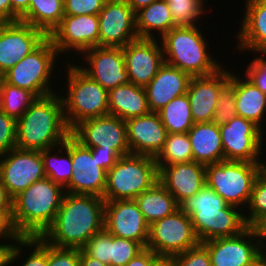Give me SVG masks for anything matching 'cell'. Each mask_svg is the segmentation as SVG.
<instances>
[{
	"instance_id": "4dcf8cb0",
	"label": "cell",
	"mask_w": 266,
	"mask_h": 266,
	"mask_svg": "<svg viewBox=\"0 0 266 266\" xmlns=\"http://www.w3.org/2000/svg\"><path fill=\"white\" fill-rule=\"evenodd\" d=\"M135 201L149 225L180 208L173 195L159 181L138 195Z\"/></svg>"
},
{
	"instance_id": "7dc6e473",
	"label": "cell",
	"mask_w": 266,
	"mask_h": 266,
	"mask_svg": "<svg viewBox=\"0 0 266 266\" xmlns=\"http://www.w3.org/2000/svg\"><path fill=\"white\" fill-rule=\"evenodd\" d=\"M48 266H80V249L57 248L48 244Z\"/></svg>"
},
{
	"instance_id": "6125c7cd",
	"label": "cell",
	"mask_w": 266,
	"mask_h": 266,
	"mask_svg": "<svg viewBox=\"0 0 266 266\" xmlns=\"http://www.w3.org/2000/svg\"><path fill=\"white\" fill-rule=\"evenodd\" d=\"M4 82H5V73L0 71V99H1V94H2Z\"/></svg>"
},
{
	"instance_id": "7a4b0ae2",
	"label": "cell",
	"mask_w": 266,
	"mask_h": 266,
	"mask_svg": "<svg viewBox=\"0 0 266 266\" xmlns=\"http://www.w3.org/2000/svg\"><path fill=\"white\" fill-rule=\"evenodd\" d=\"M71 135L59 93L37 98L17 120L16 148L44 150L61 145Z\"/></svg>"
},
{
	"instance_id": "e7e4bbea",
	"label": "cell",
	"mask_w": 266,
	"mask_h": 266,
	"mask_svg": "<svg viewBox=\"0 0 266 266\" xmlns=\"http://www.w3.org/2000/svg\"><path fill=\"white\" fill-rule=\"evenodd\" d=\"M165 1H186V0H165Z\"/></svg>"
},
{
	"instance_id": "7402d4cb",
	"label": "cell",
	"mask_w": 266,
	"mask_h": 266,
	"mask_svg": "<svg viewBox=\"0 0 266 266\" xmlns=\"http://www.w3.org/2000/svg\"><path fill=\"white\" fill-rule=\"evenodd\" d=\"M226 69L224 65L214 74L191 78L187 96L194 123L212 122L220 91L230 80Z\"/></svg>"
},
{
	"instance_id": "9c48e42d",
	"label": "cell",
	"mask_w": 266,
	"mask_h": 266,
	"mask_svg": "<svg viewBox=\"0 0 266 266\" xmlns=\"http://www.w3.org/2000/svg\"><path fill=\"white\" fill-rule=\"evenodd\" d=\"M60 58L64 57L59 56L56 47L47 38L37 49L5 72V82L29 90L38 98L57 93L52 88L56 81H51L52 77H56L52 73L56 71Z\"/></svg>"
},
{
	"instance_id": "94428289",
	"label": "cell",
	"mask_w": 266,
	"mask_h": 266,
	"mask_svg": "<svg viewBox=\"0 0 266 266\" xmlns=\"http://www.w3.org/2000/svg\"><path fill=\"white\" fill-rule=\"evenodd\" d=\"M246 266H266V259L261 253L255 260Z\"/></svg>"
},
{
	"instance_id": "816d5d0a",
	"label": "cell",
	"mask_w": 266,
	"mask_h": 266,
	"mask_svg": "<svg viewBox=\"0 0 266 266\" xmlns=\"http://www.w3.org/2000/svg\"><path fill=\"white\" fill-rule=\"evenodd\" d=\"M158 258L159 256L146 247L133 257L125 266H153Z\"/></svg>"
},
{
	"instance_id": "d6986e66",
	"label": "cell",
	"mask_w": 266,
	"mask_h": 266,
	"mask_svg": "<svg viewBox=\"0 0 266 266\" xmlns=\"http://www.w3.org/2000/svg\"><path fill=\"white\" fill-rule=\"evenodd\" d=\"M72 176L64 188L71 194L96 195L103 197L107 172L99 166L91 148L83 146L71 135Z\"/></svg>"
},
{
	"instance_id": "be15d7a7",
	"label": "cell",
	"mask_w": 266,
	"mask_h": 266,
	"mask_svg": "<svg viewBox=\"0 0 266 266\" xmlns=\"http://www.w3.org/2000/svg\"><path fill=\"white\" fill-rule=\"evenodd\" d=\"M263 171L266 173V161L263 163Z\"/></svg>"
},
{
	"instance_id": "4316f807",
	"label": "cell",
	"mask_w": 266,
	"mask_h": 266,
	"mask_svg": "<svg viewBox=\"0 0 266 266\" xmlns=\"http://www.w3.org/2000/svg\"><path fill=\"white\" fill-rule=\"evenodd\" d=\"M187 134L193 161L203 165L224 161L219 125L213 122L195 123Z\"/></svg>"
},
{
	"instance_id": "f546056e",
	"label": "cell",
	"mask_w": 266,
	"mask_h": 266,
	"mask_svg": "<svg viewBox=\"0 0 266 266\" xmlns=\"http://www.w3.org/2000/svg\"><path fill=\"white\" fill-rule=\"evenodd\" d=\"M135 18L136 31L141 39L160 40L170 29L174 28L169 5L165 0H157L140 9L135 13Z\"/></svg>"
},
{
	"instance_id": "484cf974",
	"label": "cell",
	"mask_w": 266,
	"mask_h": 266,
	"mask_svg": "<svg viewBox=\"0 0 266 266\" xmlns=\"http://www.w3.org/2000/svg\"><path fill=\"white\" fill-rule=\"evenodd\" d=\"M235 34L239 52L266 51V0H245L244 15Z\"/></svg>"
},
{
	"instance_id": "91938a15",
	"label": "cell",
	"mask_w": 266,
	"mask_h": 266,
	"mask_svg": "<svg viewBox=\"0 0 266 266\" xmlns=\"http://www.w3.org/2000/svg\"><path fill=\"white\" fill-rule=\"evenodd\" d=\"M153 266H176L172 257H159Z\"/></svg>"
},
{
	"instance_id": "db71d44e",
	"label": "cell",
	"mask_w": 266,
	"mask_h": 266,
	"mask_svg": "<svg viewBox=\"0 0 266 266\" xmlns=\"http://www.w3.org/2000/svg\"><path fill=\"white\" fill-rule=\"evenodd\" d=\"M253 229L257 235L261 252L266 251V217L261 219Z\"/></svg>"
},
{
	"instance_id": "277c9868",
	"label": "cell",
	"mask_w": 266,
	"mask_h": 266,
	"mask_svg": "<svg viewBox=\"0 0 266 266\" xmlns=\"http://www.w3.org/2000/svg\"><path fill=\"white\" fill-rule=\"evenodd\" d=\"M65 189L49 178L31 184L12 199V220L21 237H41L53 224Z\"/></svg>"
},
{
	"instance_id": "7c38bea8",
	"label": "cell",
	"mask_w": 266,
	"mask_h": 266,
	"mask_svg": "<svg viewBox=\"0 0 266 266\" xmlns=\"http://www.w3.org/2000/svg\"><path fill=\"white\" fill-rule=\"evenodd\" d=\"M71 135L87 148L114 150L120 157L130 154L126 122L117 116L108 114L81 121Z\"/></svg>"
},
{
	"instance_id": "d4e9b609",
	"label": "cell",
	"mask_w": 266,
	"mask_h": 266,
	"mask_svg": "<svg viewBox=\"0 0 266 266\" xmlns=\"http://www.w3.org/2000/svg\"><path fill=\"white\" fill-rule=\"evenodd\" d=\"M191 76L164 62L156 76L145 87L151 112H158L175 97L187 93Z\"/></svg>"
},
{
	"instance_id": "5b68a950",
	"label": "cell",
	"mask_w": 266,
	"mask_h": 266,
	"mask_svg": "<svg viewBox=\"0 0 266 266\" xmlns=\"http://www.w3.org/2000/svg\"><path fill=\"white\" fill-rule=\"evenodd\" d=\"M201 23L199 27H174L160 39L165 63L191 77L208 76L223 67V63L210 54L209 41L201 32Z\"/></svg>"
},
{
	"instance_id": "44dd1931",
	"label": "cell",
	"mask_w": 266,
	"mask_h": 266,
	"mask_svg": "<svg viewBox=\"0 0 266 266\" xmlns=\"http://www.w3.org/2000/svg\"><path fill=\"white\" fill-rule=\"evenodd\" d=\"M125 67L130 82L146 87L164 64L163 49L158 39H137L123 47Z\"/></svg>"
},
{
	"instance_id": "cb8c5ba5",
	"label": "cell",
	"mask_w": 266,
	"mask_h": 266,
	"mask_svg": "<svg viewBox=\"0 0 266 266\" xmlns=\"http://www.w3.org/2000/svg\"><path fill=\"white\" fill-rule=\"evenodd\" d=\"M125 122L130 153L155 158L162 150L168 134L158 113L150 112Z\"/></svg>"
},
{
	"instance_id": "30bf717a",
	"label": "cell",
	"mask_w": 266,
	"mask_h": 266,
	"mask_svg": "<svg viewBox=\"0 0 266 266\" xmlns=\"http://www.w3.org/2000/svg\"><path fill=\"white\" fill-rule=\"evenodd\" d=\"M199 243L190 216L179 208L149 226L146 247L159 257H172Z\"/></svg>"
},
{
	"instance_id": "4fadbf2b",
	"label": "cell",
	"mask_w": 266,
	"mask_h": 266,
	"mask_svg": "<svg viewBox=\"0 0 266 266\" xmlns=\"http://www.w3.org/2000/svg\"><path fill=\"white\" fill-rule=\"evenodd\" d=\"M44 178L43 158L38 150L14 148L0 157V179L12 199Z\"/></svg>"
},
{
	"instance_id": "6da1fadb",
	"label": "cell",
	"mask_w": 266,
	"mask_h": 266,
	"mask_svg": "<svg viewBox=\"0 0 266 266\" xmlns=\"http://www.w3.org/2000/svg\"><path fill=\"white\" fill-rule=\"evenodd\" d=\"M104 206L102 197L65 192L53 224L41 238L57 248L82 249L104 229Z\"/></svg>"
},
{
	"instance_id": "74e56055",
	"label": "cell",
	"mask_w": 266,
	"mask_h": 266,
	"mask_svg": "<svg viewBox=\"0 0 266 266\" xmlns=\"http://www.w3.org/2000/svg\"><path fill=\"white\" fill-rule=\"evenodd\" d=\"M265 217H266V173L262 171L253 184L251 199L245 210L244 218L247 226L253 228L261 219Z\"/></svg>"
},
{
	"instance_id": "ffe728a7",
	"label": "cell",
	"mask_w": 266,
	"mask_h": 266,
	"mask_svg": "<svg viewBox=\"0 0 266 266\" xmlns=\"http://www.w3.org/2000/svg\"><path fill=\"white\" fill-rule=\"evenodd\" d=\"M202 243L208 249L212 266H246L261 254L257 235L249 226L238 235Z\"/></svg>"
},
{
	"instance_id": "8d00e7d4",
	"label": "cell",
	"mask_w": 266,
	"mask_h": 266,
	"mask_svg": "<svg viewBox=\"0 0 266 266\" xmlns=\"http://www.w3.org/2000/svg\"><path fill=\"white\" fill-rule=\"evenodd\" d=\"M169 5L174 27H192L203 19L206 0L166 1ZM206 2V3H205Z\"/></svg>"
},
{
	"instance_id": "603a6c76",
	"label": "cell",
	"mask_w": 266,
	"mask_h": 266,
	"mask_svg": "<svg viewBox=\"0 0 266 266\" xmlns=\"http://www.w3.org/2000/svg\"><path fill=\"white\" fill-rule=\"evenodd\" d=\"M157 167L158 181L173 195L179 205L198 193L206 184V169L201 163L190 161Z\"/></svg>"
},
{
	"instance_id": "83f0119b",
	"label": "cell",
	"mask_w": 266,
	"mask_h": 266,
	"mask_svg": "<svg viewBox=\"0 0 266 266\" xmlns=\"http://www.w3.org/2000/svg\"><path fill=\"white\" fill-rule=\"evenodd\" d=\"M109 114L124 121L150 113L145 87L132 83L108 91Z\"/></svg>"
},
{
	"instance_id": "c3c4849f",
	"label": "cell",
	"mask_w": 266,
	"mask_h": 266,
	"mask_svg": "<svg viewBox=\"0 0 266 266\" xmlns=\"http://www.w3.org/2000/svg\"><path fill=\"white\" fill-rule=\"evenodd\" d=\"M3 243L4 242L0 241V266H9L22 257L24 237H21L19 240L5 241V243Z\"/></svg>"
},
{
	"instance_id": "11a10c76",
	"label": "cell",
	"mask_w": 266,
	"mask_h": 266,
	"mask_svg": "<svg viewBox=\"0 0 266 266\" xmlns=\"http://www.w3.org/2000/svg\"><path fill=\"white\" fill-rule=\"evenodd\" d=\"M30 0H11L12 12L20 18V16L28 9Z\"/></svg>"
},
{
	"instance_id": "ab89813d",
	"label": "cell",
	"mask_w": 266,
	"mask_h": 266,
	"mask_svg": "<svg viewBox=\"0 0 266 266\" xmlns=\"http://www.w3.org/2000/svg\"><path fill=\"white\" fill-rule=\"evenodd\" d=\"M144 247L131 239L111 235V266H125Z\"/></svg>"
},
{
	"instance_id": "f907efd6",
	"label": "cell",
	"mask_w": 266,
	"mask_h": 266,
	"mask_svg": "<svg viewBox=\"0 0 266 266\" xmlns=\"http://www.w3.org/2000/svg\"><path fill=\"white\" fill-rule=\"evenodd\" d=\"M92 156L96 157L99 166L106 172L109 171L120 158L114 150H105L101 147L91 148Z\"/></svg>"
},
{
	"instance_id": "f5cc1de1",
	"label": "cell",
	"mask_w": 266,
	"mask_h": 266,
	"mask_svg": "<svg viewBox=\"0 0 266 266\" xmlns=\"http://www.w3.org/2000/svg\"><path fill=\"white\" fill-rule=\"evenodd\" d=\"M19 18L12 12L11 0H0V22H17Z\"/></svg>"
},
{
	"instance_id": "03108f58",
	"label": "cell",
	"mask_w": 266,
	"mask_h": 266,
	"mask_svg": "<svg viewBox=\"0 0 266 266\" xmlns=\"http://www.w3.org/2000/svg\"><path fill=\"white\" fill-rule=\"evenodd\" d=\"M263 255H264V257H265V259H266V251H263V252H261Z\"/></svg>"
},
{
	"instance_id": "ba28073f",
	"label": "cell",
	"mask_w": 266,
	"mask_h": 266,
	"mask_svg": "<svg viewBox=\"0 0 266 266\" xmlns=\"http://www.w3.org/2000/svg\"><path fill=\"white\" fill-rule=\"evenodd\" d=\"M205 169L206 184L228 205L245 212L251 199L253 184L263 171V163L224 160L205 165Z\"/></svg>"
},
{
	"instance_id": "f1b7e54d",
	"label": "cell",
	"mask_w": 266,
	"mask_h": 266,
	"mask_svg": "<svg viewBox=\"0 0 266 266\" xmlns=\"http://www.w3.org/2000/svg\"><path fill=\"white\" fill-rule=\"evenodd\" d=\"M235 74L237 115L254 122L262 130L266 118V94L244 74ZM238 75V76H237Z\"/></svg>"
},
{
	"instance_id": "3957f363",
	"label": "cell",
	"mask_w": 266,
	"mask_h": 266,
	"mask_svg": "<svg viewBox=\"0 0 266 266\" xmlns=\"http://www.w3.org/2000/svg\"><path fill=\"white\" fill-rule=\"evenodd\" d=\"M180 209L190 216L200 242L235 236L248 227L244 211L228 205L207 184L198 193L183 201Z\"/></svg>"
},
{
	"instance_id": "52a82bcc",
	"label": "cell",
	"mask_w": 266,
	"mask_h": 266,
	"mask_svg": "<svg viewBox=\"0 0 266 266\" xmlns=\"http://www.w3.org/2000/svg\"><path fill=\"white\" fill-rule=\"evenodd\" d=\"M159 170L154 157L127 154L107 171L104 201L135 200L158 181Z\"/></svg>"
},
{
	"instance_id": "b9f144b4",
	"label": "cell",
	"mask_w": 266,
	"mask_h": 266,
	"mask_svg": "<svg viewBox=\"0 0 266 266\" xmlns=\"http://www.w3.org/2000/svg\"><path fill=\"white\" fill-rule=\"evenodd\" d=\"M24 248L30 253L21 266H48V243L41 237H24Z\"/></svg>"
},
{
	"instance_id": "60d3db41",
	"label": "cell",
	"mask_w": 266,
	"mask_h": 266,
	"mask_svg": "<svg viewBox=\"0 0 266 266\" xmlns=\"http://www.w3.org/2000/svg\"><path fill=\"white\" fill-rule=\"evenodd\" d=\"M82 250L92 258L111 265V234L105 229L94 234Z\"/></svg>"
},
{
	"instance_id": "2e32d148",
	"label": "cell",
	"mask_w": 266,
	"mask_h": 266,
	"mask_svg": "<svg viewBox=\"0 0 266 266\" xmlns=\"http://www.w3.org/2000/svg\"><path fill=\"white\" fill-rule=\"evenodd\" d=\"M98 19V46L123 48L139 39L135 12L126 0H107Z\"/></svg>"
},
{
	"instance_id": "5bb4252c",
	"label": "cell",
	"mask_w": 266,
	"mask_h": 266,
	"mask_svg": "<svg viewBox=\"0 0 266 266\" xmlns=\"http://www.w3.org/2000/svg\"><path fill=\"white\" fill-rule=\"evenodd\" d=\"M48 38L56 47L60 57L64 54V56H69L68 53L71 56V52L73 51L74 53L72 52V55H76H74L75 59L73 58L72 61L77 60V55L98 46V15H65Z\"/></svg>"
},
{
	"instance_id": "f35d334b",
	"label": "cell",
	"mask_w": 266,
	"mask_h": 266,
	"mask_svg": "<svg viewBox=\"0 0 266 266\" xmlns=\"http://www.w3.org/2000/svg\"><path fill=\"white\" fill-rule=\"evenodd\" d=\"M233 72V73H232ZM230 71L229 82L221 89L212 122L221 125L237 115L235 98V74Z\"/></svg>"
},
{
	"instance_id": "e0dca14e",
	"label": "cell",
	"mask_w": 266,
	"mask_h": 266,
	"mask_svg": "<svg viewBox=\"0 0 266 266\" xmlns=\"http://www.w3.org/2000/svg\"><path fill=\"white\" fill-rule=\"evenodd\" d=\"M47 38L43 31L25 22H0V71H8Z\"/></svg>"
},
{
	"instance_id": "680465c9",
	"label": "cell",
	"mask_w": 266,
	"mask_h": 266,
	"mask_svg": "<svg viewBox=\"0 0 266 266\" xmlns=\"http://www.w3.org/2000/svg\"><path fill=\"white\" fill-rule=\"evenodd\" d=\"M127 4L133 9V11L136 13L140 9L150 5L151 3L157 1V0H126Z\"/></svg>"
},
{
	"instance_id": "7bdbcfd3",
	"label": "cell",
	"mask_w": 266,
	"mask_h": 266,
	"mask_svg": "<svg viewBox=\"0 0 266 266\" xmlns=\"http://www.w3.org/2000/svg\"><path fill=\"white\" fill-rule=\"evenodd\" d=\"M172 258L176 266H212L208 249L202 242Z\"/></svg>"
},
{
	"instance_id": "ac0fdd59",
	"label": "cell",
	"mask_w": 266,
	"mask_h": 266,
	"mask_svg": "<svg viewBox=\"0 0 266 266\" xmlns=\"http://www.w3.org/2000/svg\"><path fill=\"white\" fill-rule=\"evenodd\" d=\"M149 226L135 200L105 201L104 229L112 236L134 240L146 248Z\"/></svg>"
},
{
	"instance_id": "d6a6232c",
	"label": "cell",
	"mask_w": 266,
	"mask_h": 266,
	"mask_svg": "<svg viewBox=\"0 0 266 266\" xmlns=\"http://www.w3.org/2000/svg\"><path fill=\"white\" fill-rule=\"evenodd\" d=\"M40 152L43 158L45 177L65 188L71 180L73 171L71 161V135L61 145L40 150Z\"/></svg>"
},
{
	"instance_id": "9f6ffc18",
	"label": "cell",
	"mask_w": 266,
	"mask_h": 266,
	"mask_svg": "<svg viewBox=\"0 0 266 266\" xmlns=\"http://www.w3.org/2000/svg\"><path fill=\"white\" fill-rule=\"evenodd\" d=\"M0 209H12V198L0 179Z\"/></svg>"
},
{
	"instance_id": "e575fe53",
	"label": "cell",
	"mask_w": 266,
	"mask_h": 266,
	"mask_svg": "<svg viewBox=\"0 0 266 266\" xmlns=\"http://www.w3.org/2000/svg\"><path fill=\"white\" fill-rule=\"evenodd\" d=\"M157 165L186 163L193 161L192 148L187 133L167 134L160 153L155 157Z\"/></svg>"
},
{
	"instance_id": "681fc988",
	"label": "cell",
	"mask_w": 266,
	"mask_h": 266,
	"mask_svg": "<svg viewBox=\"0 0 266 266\" xmlns=\"http://www.w3.org/2000/svg\"><path fill=\"white\" fill-rule=\"evenodd\" d=\"M21 235L15 229L12 209H0V241L19 240Z\"/></svg>"
},
{
	"instance_id": "f6af8a7d",
	"label": "cell",
	"mask_w": 266,
	"mask_h": 266,
	"mask_svg": "<svg viewBox=\"0 0 266 266\" xmlns=\"http://www.w3.org/2000/svg\"><path fill=\"white\" fill-rule=\"evenodd\" d=\"M17 120L0 110V157L16 148Z\"/></svg>"
},
{
	"instance_id": "9a60e30c",
	"label": "cell",
	"mask_w": 266,
	"mask_h": 266,
	"mask_svg": "<svg viewBox=\"0 0 266 266\" xmlns=\"http://www.w3.org/2000/svg\"><path fill=\"white\" fill-rule=\"evenodd\" d=\"M81 56L86 64L79 62L81 65L78 63L77 66L106 90L131 83L123 48L97 46L84 51Z\"/></svg>"
},
{
	"instance_id": "8992f818",
	"label": "cell",
	"mask_w": 266,
	"mask_h": 266,
	"mask_svg": "<svg viewBox=\"0 0 266 266\" xmlns=\"http://www.w3.org/2000/svg\"><path fill=\"white\" fill-rule=\"evenodd\" d=\"M68 63L66 86L59 93L63 102L66 124L72 130L81 121L109 114L108 90L85 74L77 63ZM68 85V86H67ZM67 87V89L65 88ZM65 92V93H64ZM66 94V95H65ZM65 95V96H64Z\"/></svg>"
},
{
	"instance_id": "bcb514c9",
	"label": "cell",
	"mask_w": 266,
	"mask_h": 266,
	"mask_svg": "<svg viewBox=\"0 0 266 266\" xmlns=\"http://www.w3.org/2000/svg\"><path fill=\"white\" fill-rule=\"evenodd\" d=\"M107 0H63L64 14L79 15H98L103 9Z\"/></svg>"
},
{
	"instance_id": "1f68e13d",
	"label": "cell",
	"mask_w": 266,
	"mask_h": 266,
	"mask_svg": "<svg viewBox=\"0 0 266 266\" xmlns=\"http://www.w3.org/2000/svg\"><path fill=\"white\" fill-rule=\"evenodd\" d=\"M64 16L63 0H30L28 9L19 21L30 24L49 36Z\"/></svg>"
},
{
	"instance_id": "6f0895ef",
	"label": "cell",
	"mask_w": 266,
	"mask_h": 266,
	"mask_svg": "<svg viewBox=\"0 0 266 266\" xmlns=\"http://www.w3.org/2000/svg\"><path fill=\"white\" fill-rule=\"evenodd\" d=\"M80 266H111L88 256L82 249H80Z\"/></svg>"
},
{
	"instance_id": "8fae6325",
	"label": "cell",
	"mask_w": 266,
	"mask_h": 266,
	"mask_svg": "<svg viewBox=\"0 0 266 266\" xmlns=\"http://www.w3.org/2000/svg\"><path fill=\"white\" fill-rule=\"evenodd\" d=\"M219 130L224 160L264 163L265 160L259 157L264 154L266 132L254 122L236 115L229 122L219 125Z\"/></svg>"
},
{
	"instance_id": "ee69618b",
	"label": "cell",
	"mask_w": 266,
	"mask_h": 266,
	"mask_svg": "<svg viewBox=\"0 0 266 266\" xmlns=\"http://www.w3.org/2000/svg\"><path fill=\"white\" fill-rule=\"evenodd\" d=\"M254 59L247 64L243 74L266 94V51H253ZM258 54V55H257Z\"/></svg>"
},
{
	"instance_id": "d590c367",
	"label": "cell",
	"mask_w": 266,
	"mask_h": 266,
	"mask_svg": "<svg viewBox=\"0 0 266 266\" xmlns=\"http://www.w3.org/2000/svg\"><path fill=\"white\" fill-rule=\"evenodd\" d=\"M38 97L29 90L3 84L0 110L18 120Z\"/></svg>"
},
{
	"instance_id": "836d02e7",
	"label": "cell",
	"mask_w": 266,
	"mask_h": 266,
	"mask_svg": "<svg viewBox=\"0 0 266 266\" xmlns=\"http://www.w3.org/2000/svg\"><path fill=\"white\" fill-rule=\"evenodd\" d=\"M187 93L172 99L157 113L168 134L188 133L195 124Z\"/></svg>"
}]
</instances>
